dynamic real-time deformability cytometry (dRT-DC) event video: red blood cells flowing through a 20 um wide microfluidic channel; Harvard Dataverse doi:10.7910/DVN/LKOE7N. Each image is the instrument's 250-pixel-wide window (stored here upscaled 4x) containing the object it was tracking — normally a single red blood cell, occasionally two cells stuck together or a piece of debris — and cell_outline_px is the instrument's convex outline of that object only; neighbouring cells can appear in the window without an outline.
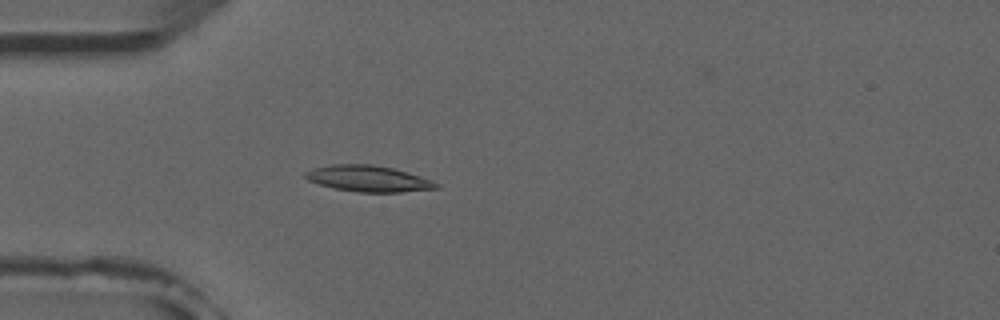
{"species": "common noctule bat (a hibernating species)", "species_latin": "Nyctalus noctula", "temperature_condition": "room temperature", "stored_images_in_passage": 4, "camera_frame_rate_fps": 3000, "um_per_image_px": 0.085, "animal": {"sex": "male", "forearm_length_mm": 52.5}, "frame": {"image": 1, "passage_image": 4, "time_ms": 3.333, "image_size_px": [1000, 320], "cell_outline_px": [[440, 188], [400, 192], [360, 192], [336, 188], [320, 184], [308, 180], [304, 176], [304, 172], [312, 168], [332, 164], [372, 164], [392, 168], [420, 176], [440, 184]], "centroid_in_image_um": [31.3, 15.17], "position_along_channel_um": 53.7, "area_um2": 19.77}}